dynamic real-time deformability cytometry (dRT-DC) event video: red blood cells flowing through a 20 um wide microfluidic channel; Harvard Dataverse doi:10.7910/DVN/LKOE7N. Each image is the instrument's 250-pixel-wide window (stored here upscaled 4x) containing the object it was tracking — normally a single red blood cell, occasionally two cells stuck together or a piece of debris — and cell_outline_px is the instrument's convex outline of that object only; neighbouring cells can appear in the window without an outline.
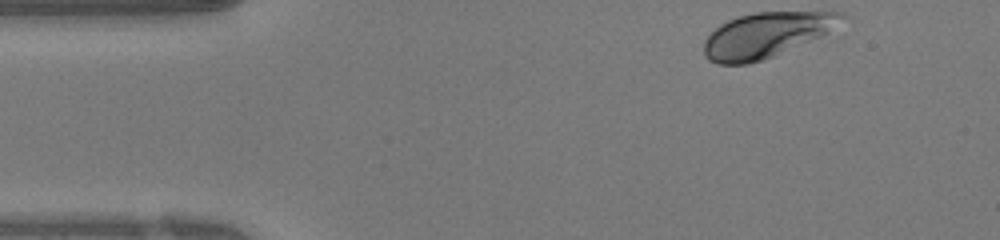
{"species": "human", "species_latin": "Homo sapiens", "temperature_condition": "warm", "stored_images_in_passage": 45, "camera_frame_rate_fps": 3000, "um_per_image_px": 0.085, "donor": {"sex": "female"}, "frame": {"image": 1, "passage_image": 1, "time_ms": 0.0, "image_size_px": [1000, 240], "cell_outline_px": [[816, 16], [812, 28], [764, 56], [756, 60], [740, 64], [724, 64], [712, 60], [708, 56], [704, 48], [712, 32], [724, 24], [732, 20], [744, 16], [764, 12], [808, 12]], "centroid_in_image_um": [64.26, 3.04], "position_along_channel_um": 20.7, "area_um2": 27.46}}
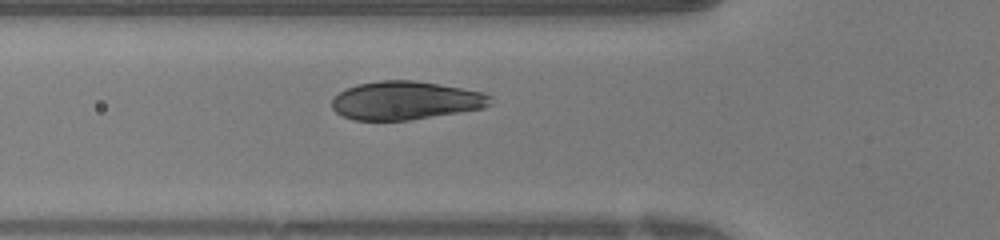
{"frame": {"image": 2, "passage_image": 12, "time_ms": 3.667, "image_size_px": [1000, 240], "cell_outline_px": [[488, 96], [484, 104], [476, 108], [404, 120], [360, 120], [344, 116], [332, 104], [332, 100], [340, 92], [348, 88], [364, 84], [392, 80], [400, 80], [432, 84], [456, 88], [476, 92]], "centroid_in_image_um": [34.31, 8.55], "position_along_channel_um": 91.5, "area_um2": 32.71}}
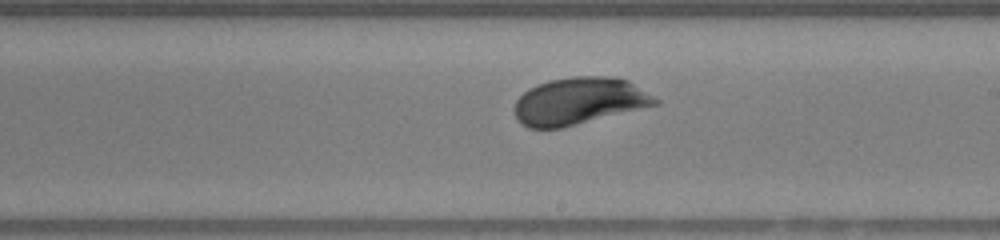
{"frame": {"image": 3, "passage_image": 23, "time_ms": 7.333, "image_size_px": [1000, 240], "cell_outline_px": [[656, 100], [648, 104], [556, 128], [532, 128], [524, 124], [516, 116], [516, 104], [532, 88], [540, 84], [556, 80], [624, 80]], "centroid_in_image_um": [49.04, 8.65], "position_along_channel_um": 240.0, "area_um2": 33.76}, "authors_computed_cell_mechanics": {"area_um2": 31.8478, "velocity_mm_per_s": 4.06, "shape_relaxation_time_tau1_ms": 2.0194, "shape_relaxation_time_tau2_ms": null, "deformation_change_tau1": 0.1115, "deformation_change_tau2": null}}